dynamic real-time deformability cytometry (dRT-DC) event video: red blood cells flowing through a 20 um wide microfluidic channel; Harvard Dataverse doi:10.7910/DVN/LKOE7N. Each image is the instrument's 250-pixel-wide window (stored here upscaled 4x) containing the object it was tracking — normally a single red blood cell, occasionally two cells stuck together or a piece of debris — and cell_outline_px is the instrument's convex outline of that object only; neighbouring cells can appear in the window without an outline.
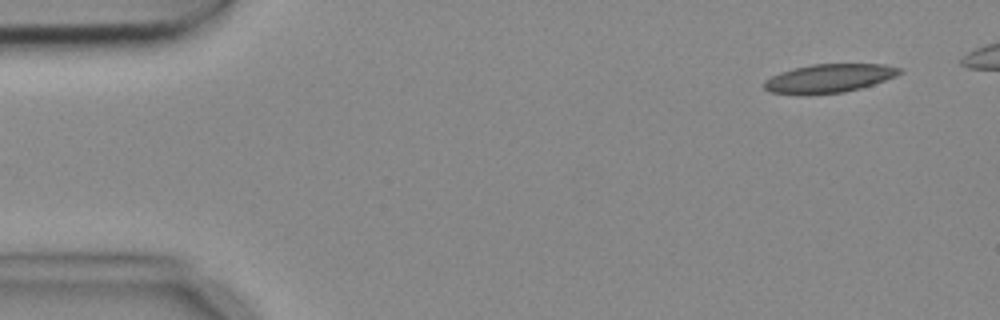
{"species": "common noctule bat (a hibernating species)", "species_latin": "Nyctalus noctula", "temperature_condition": "cold", "stored_images_in_passage": 3, "segment_of_instrument_passage": [2, 2], "camera_frame_rate_fps": 3000, "um_per_image_px": 0.085, "animal": {"sex": "female", "body_mass_g": 18.4}, "frame": {"image": 1, "passage_image": 3, "time_ms": 0.667, "image_size_px": [1000, 320], "cell_outline_px": [[904, 72], [896, 76], [860, 88], [844, 92], [808, 96], [772, 92], [764, 88], [764, 80], [780, 72], [812, 64], [884, 64], [900, 68]], "centroid_in_image_um": [70.46, 6.67], "position_along_channel_um": 14.5, "area_um2": 22.66}}